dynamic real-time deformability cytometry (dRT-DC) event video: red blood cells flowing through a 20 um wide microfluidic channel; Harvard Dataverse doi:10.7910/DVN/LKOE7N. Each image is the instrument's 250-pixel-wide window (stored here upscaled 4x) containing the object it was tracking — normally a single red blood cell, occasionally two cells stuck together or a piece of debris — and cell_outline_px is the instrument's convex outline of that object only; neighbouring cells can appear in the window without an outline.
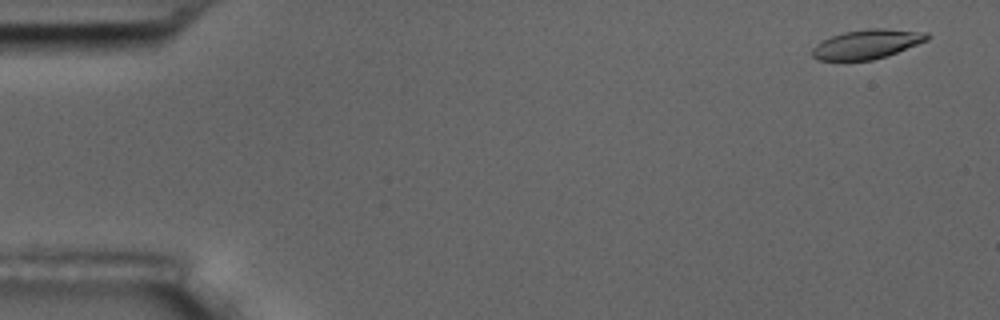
{"species": "common noctule bat (a hibernating species)", "species_latin": "Nyctalus noctula", "temperature_condition": "room temperature", "stored_images_in_passage": 5, "camera_frame_rate_fps": 3000, "um_per_image_px": 0.085, "animal": {"sex": "male", "body_mass_g": 17.5, "forearm_length_mm": 52.3}, "frame": {"image": 1, "passage_image": 1, "time_ms": 0.0, "image_size_px": [1000, 320], "cell_outline_px": [[928, 40], [896, 52], [872, 60], [816, 60], [812, 56], [812, 48], [816, 44], [832, 36], [844, 32], [868, 28], [884, 28], [928, 32]], "centroid_in_image_um": [73.68, 3.74], "position_along_channel_um": 11.3, "area_um2": 19.42}}
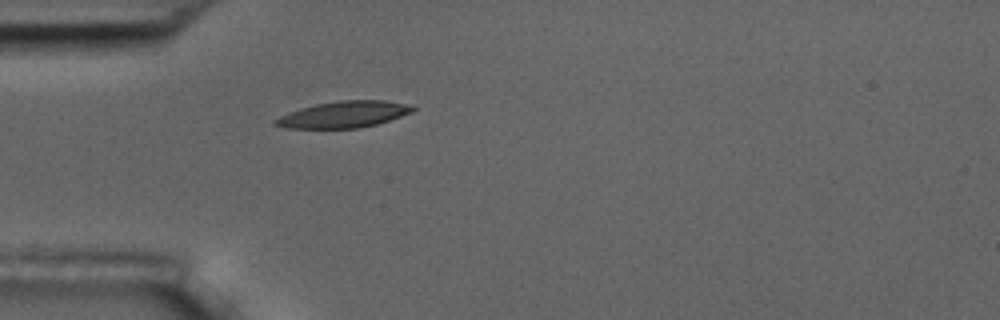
{"frame": {"image": 2, "passage_image": 5, "time_ms": 4.667, "image_size_px": [1000, 320], "cell_outline_px": [[416, 108], [412, 112], [376, 124], [356, 128], [284, 128], [272, 124], [272, 120], [288, 112], [300, 108], [316, 104], [340, 100], [384, 100], [412, 104]], "centroid_in_image_um": [29.19, 9.72], "position_along_channel_um": 55.8, "area_um2": 21.21}}